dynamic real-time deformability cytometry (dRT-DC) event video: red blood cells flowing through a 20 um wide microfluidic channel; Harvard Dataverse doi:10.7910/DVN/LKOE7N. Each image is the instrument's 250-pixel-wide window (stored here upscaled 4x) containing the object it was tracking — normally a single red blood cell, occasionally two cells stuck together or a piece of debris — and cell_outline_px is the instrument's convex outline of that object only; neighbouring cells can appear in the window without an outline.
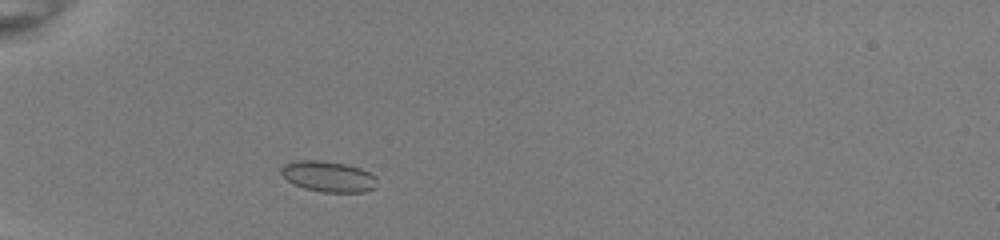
{"species": "common noctule bat (a hibernating species)", "species_latin": "Nyctalus noctula", "temperature_condition": "room temperature", "stored_images_in_passage": 41, "camera_frame_rate_fps": 3000, "um_per_image_px": 0.085, "animal": {"sex": "female", "body_mass_g": 22.0, "forearm_length_mm": 56.7}, "frame": {"image": 1, "passage_image": 7, "time_ms": 2.0, "image_size_px": [1000, 240], "cell_outline_px": [[376, 188], [364, 192], [324, 192], [304, 188], [288, 180], [280, 172], [280, 168], [284, 164], [296, 160], [320, 160], [348, 164], [372, 172], [376, 176]], "centroid_in_image_um": [27.95, 14.99], "position_along_channel_um": 57.1, "area_um2": 17.34}}
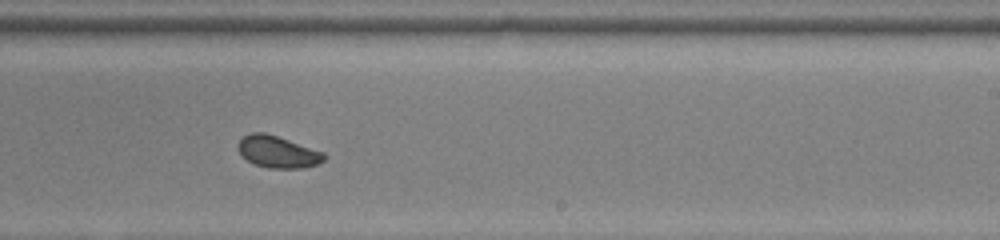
{"frame": {"image": 2, "passage_image": 24, "time_ms": 7.667, "image_size_px": [1000, 240], "cell_outline_px": [[328, 156], [320, 164], [304, 168], [268, 168], [252, 164], [236, 148], [236, 144], [244, 136], [252, 132], [264, 132], [324, 152]], "centroid_in_image_um": [23.62, 12.92], "position_along_channel_um": 265.4, "area_um2": 16.07}}
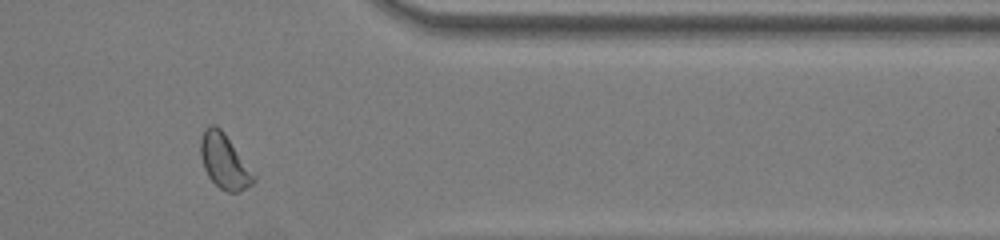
{"frame": {"image": 3, "passage_image": 34, "time_ms": 11.0, "image_size_px": [1000, 240], "cell_outline_px": [[256, 180], [252, 184], [236, 192], [228, 192], [220, 188], [208, 176], [204, 168], [200, 156], [200, 140], [204, 128], [208, 124], [216, 124], [224, 132], [256, 176]], "centroid_in_image_um": [19.04, 13.68], "position_along_channel_um": 392.4, "area_um2": 16.82}, "authors_computed_cell_mechanics": {"area_um2": 16.2996, "velocity_mm_per_s": 4.007, "shape_relaxation_time_tau1_ms": 2.6344, "shape_relaxation_time_tau2_ms": 0.8312, "deformation_change_tau1": 0.0657, "deformation_change_tau2": 0.0377}}